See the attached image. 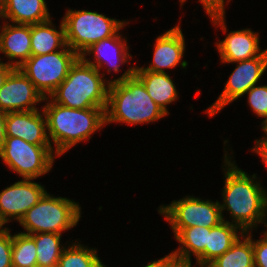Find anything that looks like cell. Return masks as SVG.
I'll list each match as a JSON object with an SVG mask.
<instances>
[{
  "mask_svg": "<svg viewBox=\"0 0 267 267\" xmlns=\"http://www.w3.org/2000/svg\"><path fill=\"white\" fill-rule=\"evenodd\" d=\"M56 30L51 19L31 25V56L53 53L67 46L63 20Z\"/></svg>",
  "mask_w": 267,
  "mask_h": 267,
  "instance_id": "21",
  "label": "cell"
},
{
  "mask_svg": "<svg viewBox=\"0 0 267 267\" xmlns=\"http://www.w3.org/2000/svg\"><path fill=\"white\" fill-rule=\"evenodd\" d=\"M5 125H6V113L0 111V150L4 145V141L6 139Z\"/></svg>",
  "mask_w": 267,
  "mask_h": 267,
  "instance_id": "34",
  "label": "cell"
},
{
  "mask_svg": "<svg viewBox=\"0 0 267 267\" xmlns=\"http://www.w3.org/2000/svg\"><path fill=\"white\" fill-rule=\"evenodd\" d=\"M181 265L182 263L170 253L159 260L151 261L143 267H180Z\"/></svg>",
  "mask_w": 267,
  "mask_h": 267,
  "instance_id": "31",
  "label": "cell"
},
{
  "mask_svg": "<svg viewBox=\"0 0 267 267\" xmlns=\"http://www.w3.org/2000/svg\"><path fill=\"white\" fill-rule=\"evenodd\" d=\"M180 267H193L191 264H182Z\"/></svg>",
  "mask_w": 267,
  "mask_h": 267,
  "instance_id": "37",
  "label": "cell"
},
{
  "mask_svg": "<svg viewBox=\"0 0 267 267\" xmlns=\"http://www.w3.org/2000/svg\"><path fill=\"white\" fill-rule=\"evenodd\" d=\"M169 222L175 237L184 229L195 226L212 228L223 221L219 202L187 196L158 209Z\"/></svg>",
  "mask_w": 267,
  "mask_h": 267,
  "instance_id": "9",
  "label": "cell"
},
{
  "mask_svg": "<svg viewBox=\"0 0 267 267\" xmlns=\"http://www.w3.org/2000/svg\"><path fill=\"white\" fill-rule=\"evenodd\" d=\"M67 46L79 56L92 44L114 36L128 22L106 17L96 11L67 10L63 17Z\"/></svg>",
  "mask_w": 267,
  "mask_h": 267,
  "instance_id": "6",
  "label": "cell"
},
{
  "mask_svg": "<svg viewBox=\"0 0 267 267\" xmlns=\"http://www.w3.org/2000/svg\"><path fill=\"white\" fill-rule=\"evenodd\" d=\"M61 235L56 233H35L30 235L36 244L38 267H57L65 249L61 246ZM61 246V247H60Z\"/></svg>",
  "mask_w": 267,
  "mask_h": 267,
  "instance_id": "24",
  "label": "cell"
},
{
  "mask_svg": "<svg viewBox=\"0 0 267 267\" xmlns=\"http://www.w3.org/2000/svg\"><path fill=\"white\" fill-rule=\"evenodd\" d=\"M12 235L10 229L0 233V267H13L12 265Z\"/></svg>",
  "mask_w": 267,
  "mask_h": 267,
  "instance_id": "29",
  "label": "cell"
},
{
  "mask_svg": "<svg viewBox=\"0 0 267 267\" xmlns=\"http://www.w3.org/2000/svg\"><path fill=\"white\" fill-rule=\"evenodd\" d=\"M263 132L267 135V123L262 126Z\"/></svg>",
  "mask_w": 267,
  "mask_h": 267,
  "instance_id": "36",
  "label": "cell"
},
{
  "mask_svg": "<svg viewBox=\"0 0 267 267\" xmlns=\"http://www.w3.org/2000/svg\"><path fill=\"white\" fill-rule=\"evenodd\" d=\"M248 93V104L258 117L265 118L261 125L267 123V85L253 86Z\"/></svg>",
  "mask_w": 267,
  "mask_h": 267,
  "instance_id": "27",
  "label": "cell"
},
{
  "mask_svg": "<svg viewBox=\"0 0 267 267\" xmlns=\"http://www.w3.org/2000/svg\"><path fill=\"white\" fill-rule=\"evenodd\" d=\"M3 225H5V222L0 218V233L7 229V228H4Z\"/></svg>",
  "mask_w": 267,
  "mask_h": 267,
  "instance_id": "35",
  "label": "cell"
},
{
  "mask_svg": "<svg viewBox=\"0 0 267 267\" xmlns=\"http://www.w3.org/2000/svg\"><path fill=\"white\" fill-rule=\"evenodd\" d=\"M224 159V203H219L222 219L224 220L222 213L226 209L233 218L231 223L238 226L241 232L252 231L258 223L267 227V190L261 186L260 181L255 180L256 174L247 175L226 154Z\"/></svg>",
  "mask_w": 267,
  "mask_h": 267,
  "instance_id": "1",
  "label": "cell"
},
{
  "mask_svg": "<svg viewBox=\"0 0 267 267\" xmlns=\"http://www.w3.org/2000/svg\"><path fill=\"white\" fill-rule=\"evenodd\" d=\"M255 145L256 146L252 149V151L261 156L262 162H264L267 166V135L259 140H256Z\"/></svg>",
  "mask_w": 267,
  "mask_h": 267,
  "instance_id": "32",
  "label": "cell"
},
{
  "mask_svg": "<svg viewBox=\"0 0 267 267\" xmlns=\"http://www.w3.org/2000/svg\"><path fill=\"white\" fill-rule=\"evenodd\" d=\"M134 75L143 83L153 101L169 115L167 106L179 98L169 74L146 71L143 67H135Z\"/></svg>",
  "mask_w": 267,
  "mask_h": 267,
  "instance_id": "19",
  "label": "cell"
},
{
  "mask_svg": "<svg viewBox=\"0 0 267 267\" xmlns=\"http://www.w3.org/2000/svg\"><path fill=\"white\" fill-rule=\"evenodd\" d=\"M209 232L210 228L204 226L184 228L175 237L180 246L176 251H172V255L182 264H191V255L193 254L198 265H205V247Z\"/></svg>",
  "mask_w": 267,
  "mask_h": 267,
  "instance_id": "20",
  "label": "cell"
},
{
  "mask_svg": "<svg viewBox=\"0 0 267 267\" xmlns=\"http://www.w3.org/2000/svg\"><path fill=\"white\" fill-rule=\"evenodd\" d=\"M122 38L119 31L109 38L98 41L95 44H92L88 49H86L83 54L80 56L85 62L94 66L99 72L103 65L110 67L107 69V72H111L113 69L114 72L120 71V66L123 63L128 62L127 58H132V55L128 53L127 40ZM91 53L94 55V62L90 61L86 56ZM87 58V59H86ZM105 63V64H104Z\"/></svg>",
  "mask_w": 267,
  "mask_h": 267,
  "instance_id": "15",
  "label": "cell"
},
{
  "mask_svg": "<svg viewBox=\"0 0 267 267\" xmlns=\"http://www.w3.org/2000/svg\"><path fill=\"white\" fill-rule=\"evenodd\" d=\"M100 74L94 66L79 57L49 98L69 108L106 107L110 80L103 78L105 73Z\"/></svg>",
  "mask_w": 267,
  "mask_h": 267,
  "instance_id": "4",
  "label": "cell"
},
{
  "mask_svg": "<svg viewBox=\"0 0 267 267\" xmlns=\"http://www.w3.org/2000/svg\"><path fill=\"white\" fill-rule=\"evenodd\" d=\"M198 266H200V267H211V266H209V265H198Z\"/></svg>",
  "mask_w": 267,
  "mask_h": 267,
  "instance_id": "38",
  "label": "cell"
},
{
  "mask_svg": "<svg viewBox=\"0 0 267 267\" xmlns=\"http://www.w3.org/2000/svg\"><path fill=\"white\" fill-rule=\"evenodd\" d=\"M57 267H106L98 258L97 250L73 243L63 250Z\"/></svg>",
  "mask_w": 267,
  "mask_h": 267,
  "instance_id": "25",
  "label": "cell"
},
{
  "mask_svg": "<svg viewBox=\"0 0 267 267\" xmlns=\"http://www.w3.org/2000/svg\"><path fill=\"white\" fill-rule=\"evenodd\" d=\"M186 0H180L181 6ZM231 0H227L229 2ZM201 2L203 8L205 9V12L210 16L212 23L214 25H218L222 28V31L225 33L226 25H225V0H199Z\"/></svg>",
  "mask_w": 267,
  "mask_h": 267,
  "instance_id": "28",
  "label": "cell"
},
{
  "mask_svg": "<svg viewBox=\"0 0 267 267\" xmlns=\"http://www.w3.org/2000/svg\"><path fill=\"white\" fill-rule=\"evenodd\" d=\"M53 146L33 145L18 137L6 136L0 158L23 179L34 180L48 173L54 163Z\"/></svg>",
  "mask_w": 267,
  "mask_h": 267,
  "instance_id": "8",
  "label": "cell"
},
{
  "mask_svg": "<svg viewBox=\"0 0 267 267\" xmlns=\"http://www.w3.org/2000/svg\"><path fill=\"white\" fill-rule=\"evenodd\" d=\"M81 217V207L78 203L63 197H54L47 192L36 205L30 208L20 219L19 223L26 232L56 233L70 230L77 225Z\"/></svg>",
  "mask_w": 267,
  "mask_h": 267,
  "instance_id": "5",
  "label": "cell"
},
{
  "mask_svg": "<svg viewBox=\"0 0 267 267\" xmlns=\"http://www.w3.org/2000/svg\"><path fill=\"white\" fill-rule=\"evenodd\" d=\"M2 18L14 24H39L50 20L45 0H0Z\"/></svg>",
  "mask_w": 267,
  "mask_h": 267,
  "instance_id": "18",
  "label": "cell"
},
{
  "mask_svg": "<svg viewBox=\"0 0 267 267\" xmlns=\"http://www.w3.org/2000/svg\"><path fill=\"white\" fill-rule=\"evenodd\" d=\"M234 63H237V67L230 74L224 90L215 103L205 111L209 117L216 115L226 105L236 101L246 94L251 87L257 85L267 69V49L258 57Z\"/></svg>",
  "mask_w": 267,
  "mask_h": 267,
  "instance_id": "10",
  "label": "cell"
},
{
  "mask_svg": "<svg viewBox=\"0 0 267 267\" xmlns=\"http://www.w3.org/2000/svg\"><path fill=\"white\" fill-rule=\"evenodd\" d=\"M13 69H14L13 66L1 62L0 59V89L2 88L7 76Z\"/></svg>",
  "mask_w": 267,
  "mask_h": 267,
  "instance_id": "33",
  "label": "cell"
},
{
  "mask_svg": "<svg viewBox=\"0 0 267 267\" xmlns=\"http://www.w3.org/2000/svg\"><path fill=\"white\" fill-rule=\"evenodd\" d=\"M7 22L0 27V52L8 57V65L19 68L31 57V25Z\"/></svg>",
  "mask_w": 267,
  "mask_h": 267,
  "instance_id": "17",
  "label": "cell"
},
{
  "mask_svg": "<svg viewBox=\"0 0 267 267\" xmlns=\"http://www.w3.org/2000/svg\"><path fill=\"white\" fill-rule=\"evenodd\" d=\"M47 102L42 109L46 116L48 138L56 146L57 157L81 141L89 140L95 131L106 125V107L76 109L52 100Z\"/></svg>",
  "mask_w": 267,
  "mask_h": 267,
  "instance_id": "3",
  "label": "cell"
},
{
  "mask_svg": "<svg viewBox=\"0 0 267 267\" xmlns=\"http://www.w3.org/2000/svg\"><path fill=\"white\" fill-rule=\"evenodd\" d=\"M2 18V14H1V8H0V19ZM1 30V29H0Z\"/></svg>",
  "mask_w": 267,
  "mask_h": 267,
  "instance_id": "39",
  "label": "cell"
},
{
  "mask_svg": "<svg viewBox=\"0 0 267 267\" xmlns=\"http://www.w3.org/2000/svg\"><path fill=\"white\" fill-rule=\"evenodd\" d=\"M238 226L223 220L217 226L210 228L208 233L207 246L205 247V265H209L217 257L222 256L235 241L241 236L238 235Z\"/></svg>",
  "mask_w": 267,
  "mask_h": 267,
  "instance_id": "22",
  "label": "cell"
},
{
  "mask_svg": "<svg viewBox=\"0 0 267 267\" xmlns=\"http://www.w3.org/2000/svg\"><path fill=\"white\" fill-rule=\"evenodd\" d=\"M263 235V239L253 241L255 267H267V232Z\"/></svg>",
  "mask_w": 267,
  "mask_h": 267,
  "instance_id": "30",
  "label": "cell"
},
{
  "mask_svg": "<svg viewBox=\"0 0 267 267\" xmlns=\"http://www.w3.org/2000/svg\"><path fill=\"white\" fill-rule=\"evenodd\" d=\"M45 101L35 85L18 68L7 76L0 89V111L4 113L38 110V102Z\"/></svg>",
  "mask_w": 267,
  "mask_h": 267,
  "instance_id": "11",
  "label": "cell"
},
{
  "mask_svg": "<svg viewBox=\"0 0 267 267\" xmlns=\"http://www.w3.org/2000/svg\"><path fill=\"white\" fill-rule=\"evenodd\" d=\"M45 193V187L31 179L15 182L0 192V218L5 224L12 218L19 222Z\"/></svg>",
  "mask_w": 267,
  "mask_h": 267,
  "instance_id": "12",
  "label": "cell"
},
{
  "mask_svg": "<svg viewBox=\"0 0 267 267\" xmlns=\"http://www.w3.org/2000/svg\"><path fill=\"white\" fill-rule=\"evenodd\" d=\"M79 57L66 46L53 53L31 56L18 69L28 77L47 101L65 80L71 66Z\"/></svg>",
  "mask_w": 267,
  "mask_h": 267,
  "instance_id": "7",
  "label": "cell"
},
{
  "mask_svg": "<svg viewBox=\"0 0 267 267\" xmlns=\"http://www.w3.org/2000/svg\"><path fill=\"white\" fill-rule=\"evenodd\" d=\"M185 40L180 25L158 36L154 45L153 62L146 71L166 73L165 69L176 67L185 52Z\"/></svg>",
  "mask_w": 267,
  "mask_h": 267,
  "instance_id": "14",
  "label": "cell"
},
{
  "mask_svg": "<svg viewBox=\"0 0 267 267\" xmlns=\"http://www.w3.org/2000/svg\"><path fill=\"white\" fill-rule=\"evenodd\" d=\"M250 231L241 232L235 243L222 256L217 257L211 267H255L253 239ZM247 236H246V235ZM243 238V239H242Z\"/></svg>",
  "mask_w": 267,
  "mask_h": 267,
  "instance_id": "23",
  "label": "cell"
},
{
  "mask_svg": "<svg viewBox=\"0 0 267 267\" xmlns=\"http://www.w3.org/2000/svg\"><path fill=\"white\" fill-rule=\"evenodd\" d=\"M6 136L18 137L33 145L52 146L45 113L39 110L6 113Z\"/></svg>",
  "mask_w": 267,
  "mask_h": 267,
  "instance_id": "13",
  "label": "cell"
},
{
  "mask_svg": "<svg viewBox=\"0 0 267 267\" xmlns=\"http://www.w3.org/2000/svg\"><path fill=\"white\" fill-rule=\"evenodd\" d=\"M11 257L13 267H38L34 239L28 234H14Z\"/></svg>",
  "mask_w": 267,
  "mask_h": 267,
  "instance_id": "26",
  "label": "cell"
},
{
  "mask_svg": "<svg viewBox=\"0 0 267 267\" xmlns=\"http://www.w3.org/2000/svg\"><path fill=\"white\" fill-rule=\"evenodd\" d=\"M134 72L135 67H130L121 77L110 81L105 124L111 122L128 125L149 124L167 116L149 96Z\"/></svg>",
  "mask_w": 267,
  "mask_h": 267,
  "instance_id": "2",
  "label": "cell"
},
{
  "mask_svg": "<svg viewBox=\"0 0 267 267\" xmlns=\"http://www.w3.org/2000/svg\"><path fill=\"white\" fill-rule=\"evenodd\" d=\"M259 33L251 29L231 31L224 40L216 43L222 63H234L248 60L264 53L260 52Z\"/></svg>",
  "mask_w": 267,
  "mask_h": 267,
  "instance_id": "16",
  "label": "cell"
}]
</instances>
